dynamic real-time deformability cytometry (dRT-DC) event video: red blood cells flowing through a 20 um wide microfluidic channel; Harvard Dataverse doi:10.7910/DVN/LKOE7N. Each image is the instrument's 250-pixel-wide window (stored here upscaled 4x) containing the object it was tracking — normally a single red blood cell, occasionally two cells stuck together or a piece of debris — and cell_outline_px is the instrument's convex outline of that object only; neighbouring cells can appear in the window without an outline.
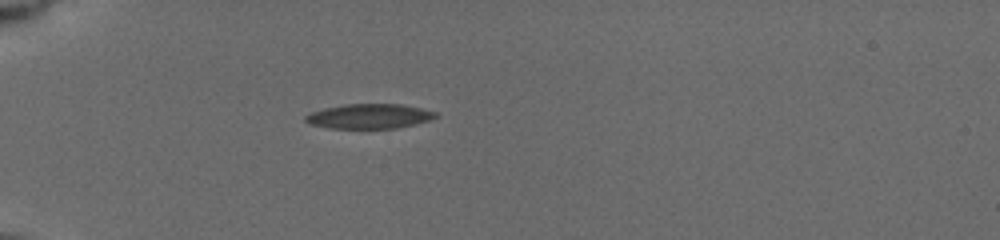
{"species": "common noctule bat (a hibernating species)", "species_latin": "Nyctalus noctula", "temperature_condition": "cold", "stored_images_in_passage": 28, "camera_frame_rate_fps": 3000, "um_per_image_px": 0.085, "animal": {"sex": "female", "body_mass_g": 19.5, "forearm_length_mm": 54.1}, "frame": {"image": 1, "passage_image": 1, "time_ms": 0.0, "image_size_px": [1000, 240], "cell_outline_px": [[440, 116], [416, 124], [396, 128], [332, 128], [308, 124], [304, 120], [304, 116], [312, 112], [324, 108], [344, 104], [400, 104], [420, 108], [436, 112]], "centroid_in_image_um": [31.38, 9.88], "position_along_channel_um": 53.6, "area_um2": 18.73}}
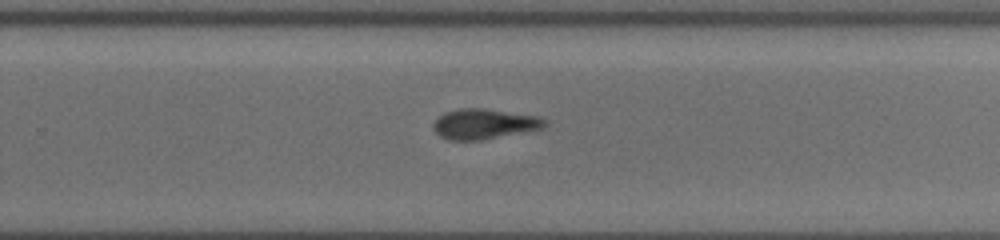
{"frame": {"image": 2, "passage_image": 13, "time_ms": 6.667, "image_size_px": [1000, 240], "cell_outline_px": [[548, 120], [540, 128], [480, 140], [452, 140], [440, 136], [436, 132], [432, 124], [444, 112], [460, 108], [484, 108], [540, 116]], "centroid_in_image_um": [41.13, 10.51], "position_along_channel_um": 288.7, "area_um2": 19.31}}
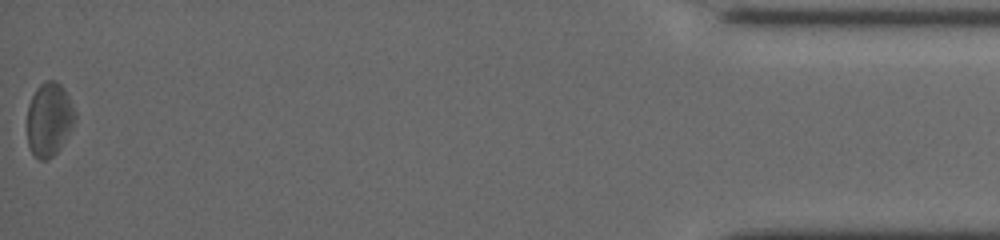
{"frame": {"image": 3, "passage_image": 28, "time_ms": 12.333, "image_size_px": [1000, 240], "cell_outline_px": [[76, 116], [72, 124], [56, 152], [48, 160], [40, 160], [32, 152], [28, 144], [28, 104], [36, 88], [44, 80], [56, 80], [60, 84], [76, 112]], "centroid_in_image_um": [4.14, 10.11], "position_along_channel_um": 431.1, "area_um2": 19.94}, "authors_computed_cell_mechanics": {"area_um2": 19.3919, "velocity_mm_per_s": 3.874, "shape_relaxation_time_tau1_ms": 2.2662, "shape_relaxation_time_tau2_ms": 3.5592, "deformation_change_tau1": 0.0985, "deformation_change_tau2": 0.1073}}